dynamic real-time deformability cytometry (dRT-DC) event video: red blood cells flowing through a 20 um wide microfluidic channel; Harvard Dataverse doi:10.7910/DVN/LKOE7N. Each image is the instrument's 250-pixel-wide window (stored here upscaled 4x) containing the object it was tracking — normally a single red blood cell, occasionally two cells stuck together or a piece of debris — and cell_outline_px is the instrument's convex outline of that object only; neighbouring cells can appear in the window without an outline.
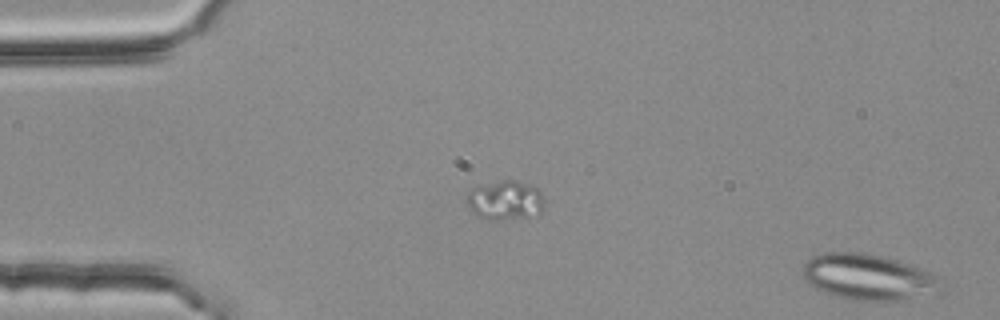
{"species": "common noctule bat (a hibernating species)", "species_latin": "Nyctalus noctula", "temperature_condition": "room temperature", "stored_images_in_passage": 3, "segment_of_instrument_passage": [2, 2], "camera_frame_rate_fps": 3000, "um_per_image_px": 0.085, "animal": {"sex": "female", "body_mass_g": 25.1}, "frame": {"image": 1, "passage_image": 3, "time_ms": 0.667, "image_size_px": [1000, 320], "cell_outline_px": [[948, 292], [944, 296], [900, 300], [852, 300], [836, 296], [824, 292], [808, 284], [804, 280], [804, 264], [812, 256], [824, 252], [864, 252], [884, 256], [908, 264], [928, 272], [936, 276]], "centroid_in_image_um": [73.93, 23.58], "position_along_channel_um": 11.1, "area_um2": 37.8}}